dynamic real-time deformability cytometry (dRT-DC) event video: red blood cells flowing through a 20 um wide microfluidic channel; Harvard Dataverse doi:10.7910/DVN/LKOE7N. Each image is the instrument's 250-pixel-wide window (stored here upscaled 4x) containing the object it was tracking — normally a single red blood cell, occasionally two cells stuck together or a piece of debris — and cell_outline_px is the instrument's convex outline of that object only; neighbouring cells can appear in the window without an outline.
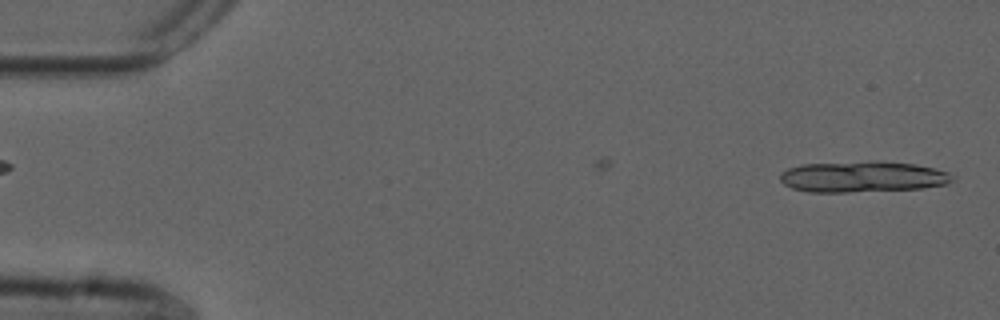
{"species": "common noctule bat (a hibernating species)", "species_latin": "Nyctalus noctula", "temperature_condition": "cold", "stored_images_in_passage": 4, "camera_frame_rate_fps": 3000, "um_per_image_px": 0.085, "animal": {"sex": "male", "forearm_length_mm": 52.5}, "frame": {"image": 1, "passage_image": 1, "time_ms": 0.0, "image_size_px": [1000, 320], "cell_outline_px": [[956, 176], [948, 184], [924, 188], [848, 192], [808, 192], [792, 188], [784, 184], [780, 180], [780, 172], [788, 168], [800, 164], [868, 160], [880, 160], [916, 164], [948, 172]], "centroid_in_image_um": [73.32, 15.0], "position_along_channel_um": 11.7, "area_um2": 31.73}}